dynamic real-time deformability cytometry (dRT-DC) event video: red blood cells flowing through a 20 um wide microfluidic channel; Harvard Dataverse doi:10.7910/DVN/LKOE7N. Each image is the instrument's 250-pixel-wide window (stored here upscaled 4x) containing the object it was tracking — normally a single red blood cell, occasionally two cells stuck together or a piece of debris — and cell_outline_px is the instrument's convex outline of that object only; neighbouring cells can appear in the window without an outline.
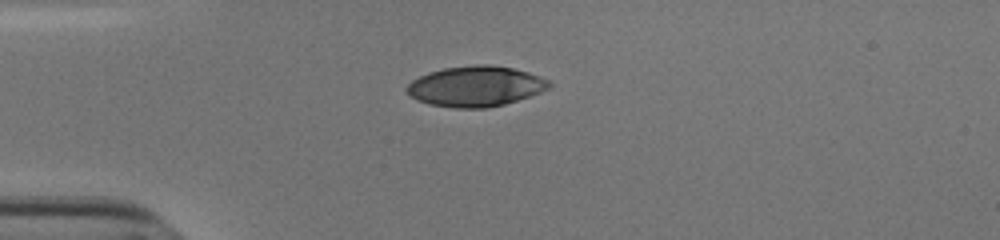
{"species": "human", "species_latin": "Homo sapiens", "temperature_condition": "cold", "stored_images_in_passage": 32, "camera_frame_rate_fps": 3000, "um_per_image_px": 0.085, "donor": {"sex": "male"}, "frame": {"image": 1, "passage_image": 1, "time_ms": 0.0, "image_size_px": [1000, 240], "cell_outline_px": [[552, 84], [548, 88], [540, 92], [504, 104], [488, 108], [456, 108], [428, 104], [416, 100], [404, 88], [412, 80], [428, 72], [444, 68], [476, 64], [488, 64], [512, 68], [528, 72], [548, 80]], "centroid_in_image_um": [40.39, 7.33], "position_along_channel_um": 44.6, "area_um2": 33.41}}
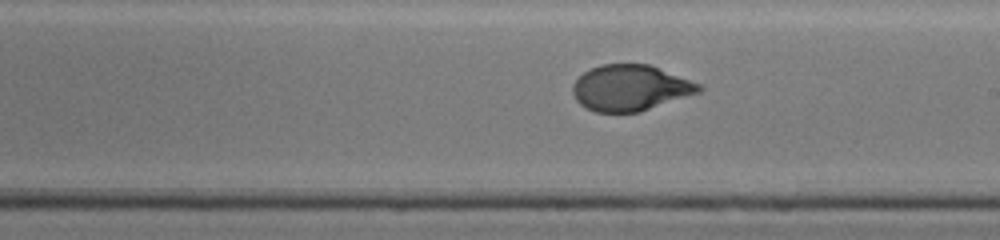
{"frame": {"image": 2, "passage_image": 18, "time_ms": 5.667, "image_size_px": [1000, 240], "cell_outline_px": [[704, 88], [700, 92], [640, 112], [596, 112], [580, 104], [576, 100], [572, 92], [572, 84], [584, 72], [600, 64], [648, 64], [704, 84]], "centroid_in_image_um": [53.61, 7.47], "position_along_channel_um": 235.4, "area_um2": 33.87}}
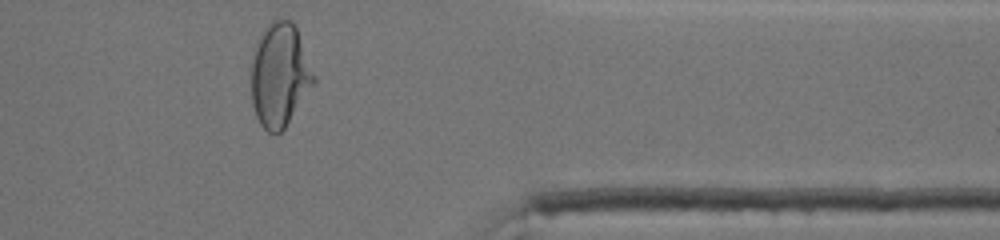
{"frame": {"image": 3, "passage_image": 31, "time_ms": 10.0, "image_size_px": [1000, 240], "cell_outline_px": [[316, 80], [284, 128], [276, 136], [268, 132], [260, 124], [256, 116], [252, 104], [252, 64], [256, 44], [260, 32], [276, 16], [280, 16], [292, 20], [296, 28], [316, 76]], "centroid_in_image_um": [23.77, 6.34], "position_along_channel_um": 387.6, "area_um2": 37.8}, "authors_computed_cell_mechanics": {"area_um2": 34.2465, "velocity_mm_per_s": 3.8218, "shape_relaxation_time_tau1_ms": 6.924, "shape_relaxation_time_tau2_ms": null, "deformation_change_tau1": 0.2448, "deformation_change_tau2": null}}